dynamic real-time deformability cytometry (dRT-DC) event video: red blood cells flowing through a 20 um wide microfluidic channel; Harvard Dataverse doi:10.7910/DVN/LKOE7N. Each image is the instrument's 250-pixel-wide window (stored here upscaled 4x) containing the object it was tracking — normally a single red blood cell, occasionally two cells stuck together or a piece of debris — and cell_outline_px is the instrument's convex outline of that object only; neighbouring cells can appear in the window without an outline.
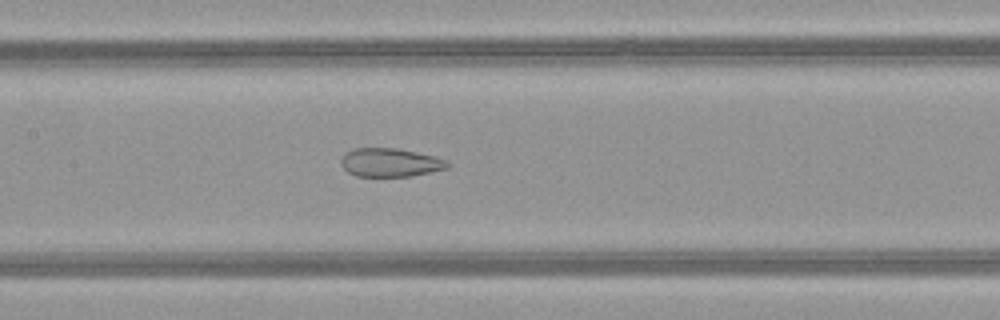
{"species": "common noctule bat (a hibernating species)", "species_latin": "Nyctalus noctula", "temperature_condition": "warm", "stored_images_in_passage": 51, "camera_frame_rate_fps": 3000, "um_per_image_px": 0.085, "animal": {"sex": "female", "body_mass_g": 21.9}, "frame": {"image": 1, "passage_image": 25, "time_ms": 8.0, "image_size_px": [1000, 320], "cell_outline_px": [[448, 168], [412, 176], [356, 176], [348, 172], [340, 164], [340, 160], [344, 152], [352, 148], [396, 148], [432, 156], [444, 160], [448, 164]], "centroid_in_image_um": [33.08, 13.81], "position_along_channel_um": 174.3, "area_um2": 17.57}}
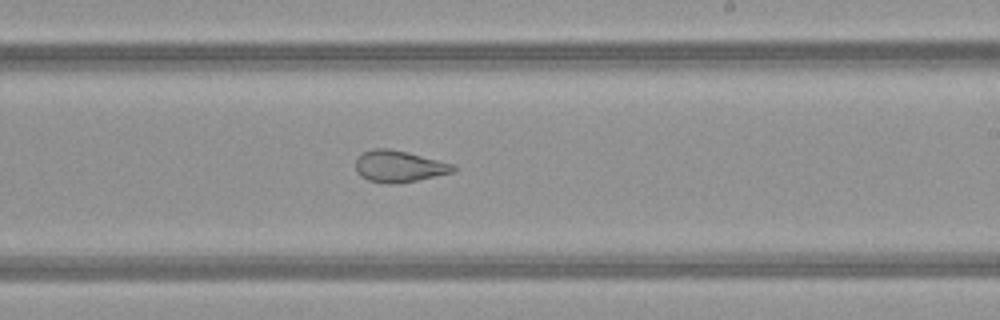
{"frame": {"image": 2, "passage_image": 31, "time_ms": 10.0, "image_size_px": [1000, 320], "cell_outline_px": [[456, 172], [396, 184], [388, 184], [368, 180], [360, 176], [356, 172], [356, 156], [372, 148], [388, 148], [408, 152], [456, 164]], "centroid_in_image_um": [33.93, 14.13], "position_along_channel_um": 255.1, "area_um2": 18.26}}
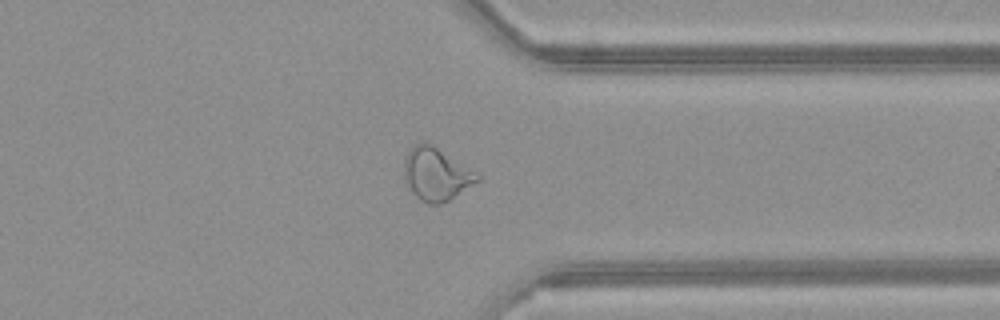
{"frame": {"image": 3, "passage_image": 40, "time_ms": 13.0, "image_size_px": [1000, 320], "cell_outline_px": [[480, 180], [448, 200], [440, 204], [428, 204], [416, 196], [412, 192], [408, 184], [404, 172], [404, 160], [408, 152], [416, 144], [424, 140], [432, 144], [476, 172], [480, 176]], "centroid_in_image_um": [37.08, 14.79], "position_along_channel_um": 374.3, "area_um2": 22.08}, "authors_computed_cell_mechanics": {"area_um2": 24.7962, "velocity_mm_per_s": 4.0677, "shape_relaxation_time_tau1_ms": null, "shape_relaxation_time_tau2_ms": 1.3286, "deformation_change_tau1": null, "deformation_change_tau2": 0.0874}}